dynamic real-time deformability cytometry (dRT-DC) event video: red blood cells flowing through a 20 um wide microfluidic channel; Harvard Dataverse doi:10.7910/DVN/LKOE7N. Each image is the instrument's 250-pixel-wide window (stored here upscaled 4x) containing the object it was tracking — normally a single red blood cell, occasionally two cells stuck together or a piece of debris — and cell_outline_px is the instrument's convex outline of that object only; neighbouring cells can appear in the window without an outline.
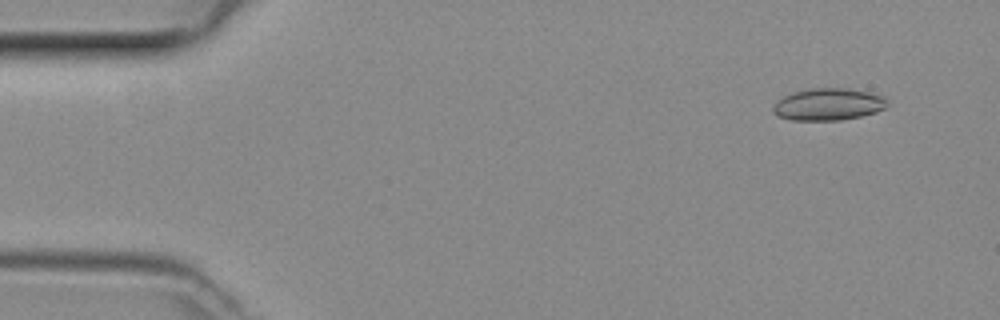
{"species": "common noctule bat (a hibernating species)", "species_latin": "Nyctalus noctula", "temperature_condition": "room temperature", "stored_images_in_passage": 49, "segment_of_instrument_passage": [1, 2], "camera_frame_rate_fps": 3000, "um_per_image_px": 0.085, "animal": {"sex": "female", "body_mass_g": 29.2, "forearm_length_mm": 56.3}, "frame": {"image": 1, "passage_image": 4, "time_ms": 1.0, "image_size_px": [1000, 320], "cell_outline_px": [[888, 104], [884, 108], [876, 112], [860, 116], [840, 120], [792, 120], [780, 116], [772, 108], [784, 96], [796, 92], [812, 88], [844, 88], [868, 92], [884, 96], [888, 100]], "centroid_in_image_um": [70.47, 8.87], "position_along_channel_um": 14.5, "area_um2": 20.92}}
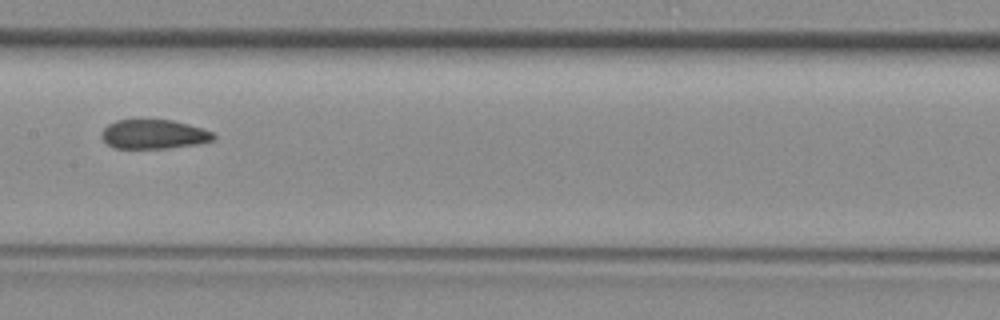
{"frame": {"image": 2, "passage_image": 24, "time_ms": 7.667, "image_size_px": [1000, 320], "cell_outline_px": [[216, 136], [212, 140], [196, 144], [168, 148], [116, 148], [108, 144], [100, 136], [104, 128], [108, 124], [116, 120], [172, 120], [188, 124], [212, 132]], "centroid_in_image_um": [13.05, 11.41], "position_along_channel_um": 194.4, "area_um2": 18.84}}
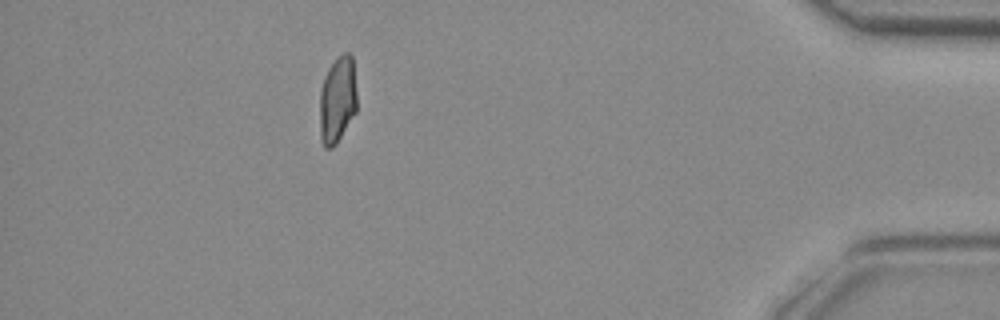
{"frame": {"image": 3, "passage_image": 43, "time_ms": 14.0, "image_size_px": [1000, 320], "cell_outline_px": [[356, 112], [336, 144], [332, 148], [324, 148], [320, 140], [320, 88], [324, 76], [328, 68], [336, 56], [344, 52], [348, 52], [352, 56], [356, 92]], "centroid_in_image_um": [28.66, 8.47], "position_along_channel_um": 406.5, "area_um2": 19.07}}